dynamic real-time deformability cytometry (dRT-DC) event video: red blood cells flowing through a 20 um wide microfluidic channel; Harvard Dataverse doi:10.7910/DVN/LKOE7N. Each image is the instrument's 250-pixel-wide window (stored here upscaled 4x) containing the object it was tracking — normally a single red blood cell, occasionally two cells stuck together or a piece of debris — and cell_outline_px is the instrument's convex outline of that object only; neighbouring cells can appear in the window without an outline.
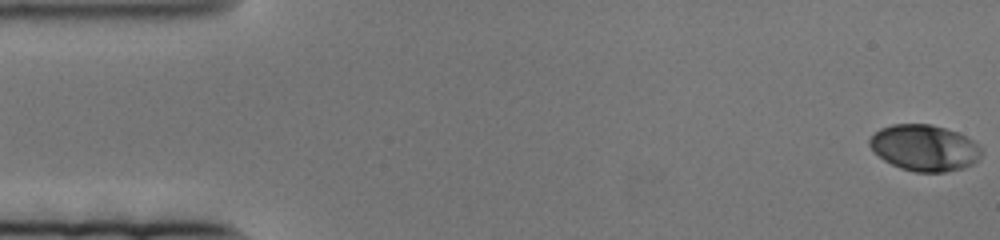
{"species": "human", "species_latin": "Homo sapiens", "temperature_condition": "cold", "stored_images_in_passage": 82, "camera_frame_rate_fps": 3000, "um_per_image_px": 0.085, "donor": {"sex": "female"}, "frame": {"image": 1, "passage_image": 1, "time_ms": 0.0, "image_size_px": [1000, 240], "cell_outline_px": [[980, 156], [972, 164], [964, 168], [944, 172], [916, 172], [900, 168], [884, 160], [868, 144], [868, 140], [880, 128], [892, 124], [932, 124], [956, 132], [972, 140], [980, 148]], "centroid_in_image_um": [78.55, 12.56], "position_along_channel_um": 6.4, "area_um2": 29.77}}
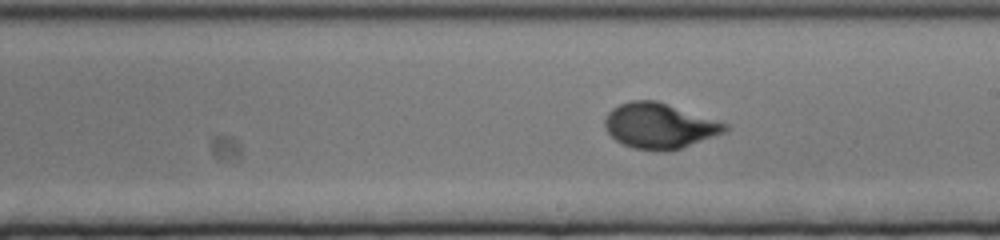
{"frame": {"image": 2, "passage_image": 45, "time_ms": 14.667, "image_size_px": [1000, 240], "cell_outline_px": [[728, 128], [724, 132], [680, 148], [668, 152], [656, 152], [632, 148], [616, 140], [608, 132], [604, 124], [604, 120], [608, 112], [612, 108], [620, 104], [632, 100], [656, 100], [728, 124]], "centroid_in_image_um": [56.01, 10.7], "position_along_channel_um": 233.0, "area_um2": 31.56}}
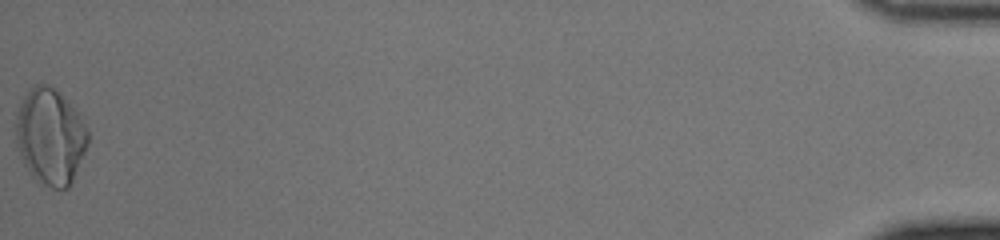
{"frame": {"image": 3, "passage_image": 82, "time_ms": 27.0, "image_size_px": [1000, 240], "cell_outline_px": [[88, 144], [72, 180], [68, 188], [52, 188], [40, 184], [32, 176], [24, 164], [16, 148], [16, 112], [24, 96], [36, 84], [48, 84], [56, 88], [68, 100], [84, 120], [88, 132]], "centroid_in_image_um": [4.27, 11.59], "position_along_channel_um": 430.9, "area_um2": 40.58}}